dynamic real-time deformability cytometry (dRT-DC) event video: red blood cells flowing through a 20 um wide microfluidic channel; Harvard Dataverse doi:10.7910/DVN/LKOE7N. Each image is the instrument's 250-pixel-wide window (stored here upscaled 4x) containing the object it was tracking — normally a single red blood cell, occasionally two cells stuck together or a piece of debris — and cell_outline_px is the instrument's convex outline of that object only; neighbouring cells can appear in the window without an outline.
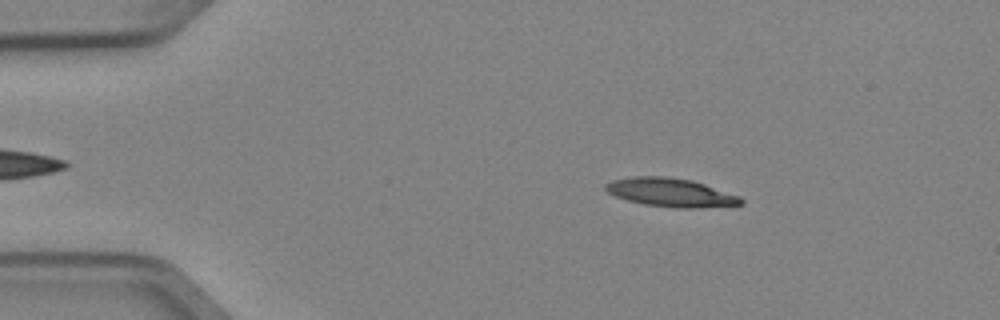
{"species": "Egyptian fruit bat (a non-hibernating species)", "species_latin": "Rousettus aegyptiacus", "temperature_condition": "cold", "stored_images_in_passage": 4, "camera_frame_rate_fps": 3000, "um_per_image_px": 0.085, "animal": {"sex": "female"}, "frame": {"image": 1, "passage_image": 1, "time_ms": 0.0, "image_size_px": [1000, 320], "cell_outline_px": [[744, 204], [696, 208], [676, 208], [644, 204], [628, 200], [616, 196], [608, 192], [604, 188], [604, 184], [612, 180], [632, 176], [664, 176], [692, 180], [740, 196], [744, 200]], "centroid_in_image_um": [57.01, 16.36], "position_along_channel_um": 28.0, "area_um2": 22.48}}
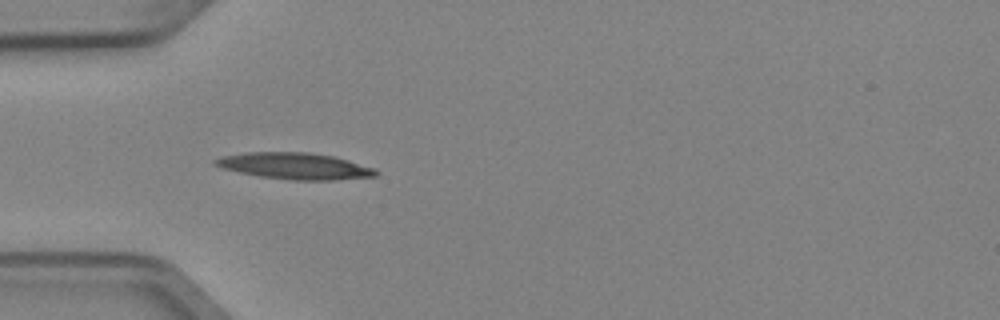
{"frame": {"image": 2, "passage_image": 3, "time_ms": 0.667, "image_size_px": [1000, 320], "cell_outline_px": [[380, 172], [376, 176], [332, 180], [292, 180], [260, 176], [220, 168], [212, 164], [212, 160], [220, 156], [248, 152], [308, 152], [332, 156], [348, 160], [376, 168]], "centroid_in_image_um": [25.04, 14.1], "position_along_channel_um": 60.0, "area_um2": 24.85}}
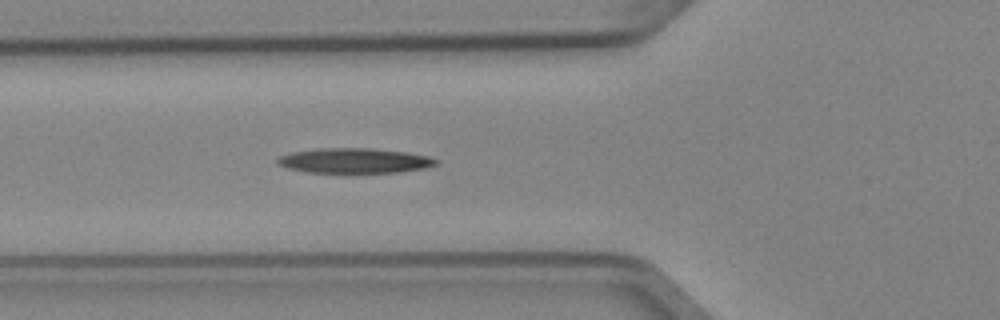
{"frame": {"image": 3, "passage_image": 4, "time_ms": 1.0, "image_size_px": [1000, 320], "cell_outline_px": [[436, 164], [424, 168], [400, 172], [308, 172], [288, 168], [276, 164], [276, 160], [280, 156], [292, 152], [316, 148], [372, 148], [408, 152], [428, 156], [436, 160]], "centroid_in_image_um": [30.1, 13.64], "position_along_channel_um": 95.7, "area_um2": 22.95}}